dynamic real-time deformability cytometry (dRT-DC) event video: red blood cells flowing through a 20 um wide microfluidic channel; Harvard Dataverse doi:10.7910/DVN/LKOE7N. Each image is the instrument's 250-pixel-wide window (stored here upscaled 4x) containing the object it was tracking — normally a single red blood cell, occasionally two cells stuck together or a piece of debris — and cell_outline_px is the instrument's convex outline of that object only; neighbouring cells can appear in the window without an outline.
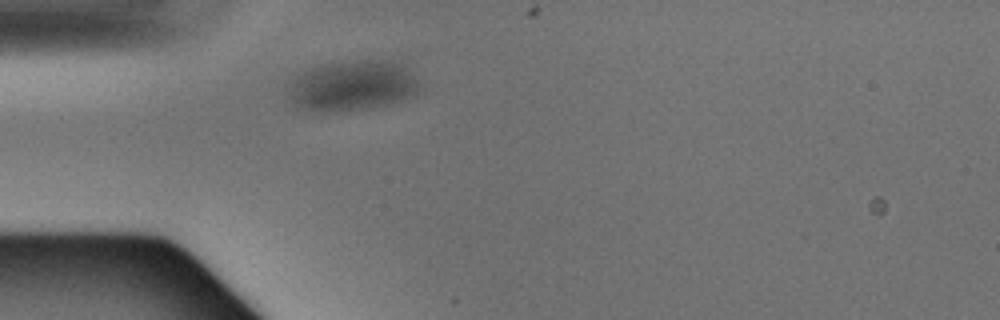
{"species": "Egyptian fruit bat (a non-hibernating species)", "species_latin": "Rousettus aegyptiacus", "temperature_condition": "warm", "stored_images_in_passage": 1, "camera_frame_rate_fps": 3000, "um_per_image_px": 0.085, "animal": {"sex": "male"}, "frame": {"image": 1, "passage_image": 1, "time_ms": 0.0, "image_size_px": [1000, 320], "cell_outline_px": [[420, 84], [416, 96], [392, 104], [336, 112], [320, 112], [296, 108], [288, 92], [296, 76], [304, 72], [324, 64], [376, 60], [384, 60], [404, 64]], "centroid_in_image_um": [30.0, 7.32], "position_along_channel_um": 55.0, "area_um2": 38.21}}